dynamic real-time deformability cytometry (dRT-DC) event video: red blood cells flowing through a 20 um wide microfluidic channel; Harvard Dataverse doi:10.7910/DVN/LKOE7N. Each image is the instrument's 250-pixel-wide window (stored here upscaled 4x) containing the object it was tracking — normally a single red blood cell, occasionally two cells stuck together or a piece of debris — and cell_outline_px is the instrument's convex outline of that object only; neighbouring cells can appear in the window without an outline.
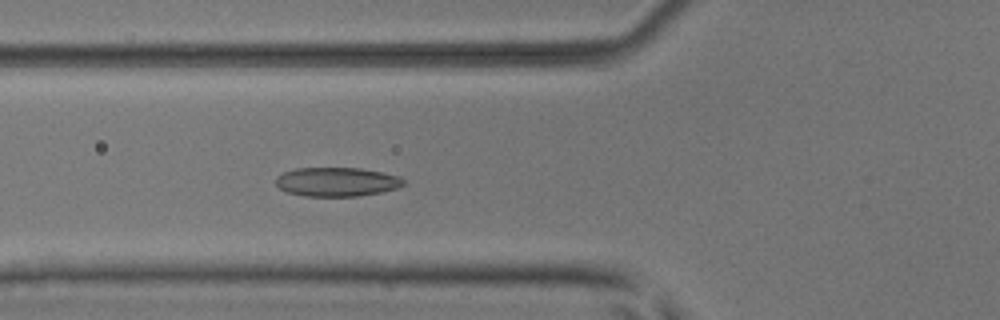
{"species": "common noctule bat (a hibernating species)", "species_latin": "Nyctalus noctula", "temperature_condition": "room temperature", "stored_images_in_passage": 52, "camera_frame_rate_fps": 3000, "um_per_image_px": 0.085, "animal": {"sex": "male", "body_mass_g": 17.9, "forearm_length_mm": 54.2}, "frame": {"image": 1, "passage_image": 19, "time_ms": 6.0, "image_size_px": [1000, 320], "cell_outline_px": [[404, 184], [400, 188], [380, 192], [356, 196], [304, 196], [288, 192], [280, 188], [276, 184], [276, 176], [284, 172], [296, 168], [360, 168], [400, 176], [404, 180]], "centroid_in_image_um": [28.64, 15.45], "position_along_channel_um": 97.2, "area_um2": 21.56}}
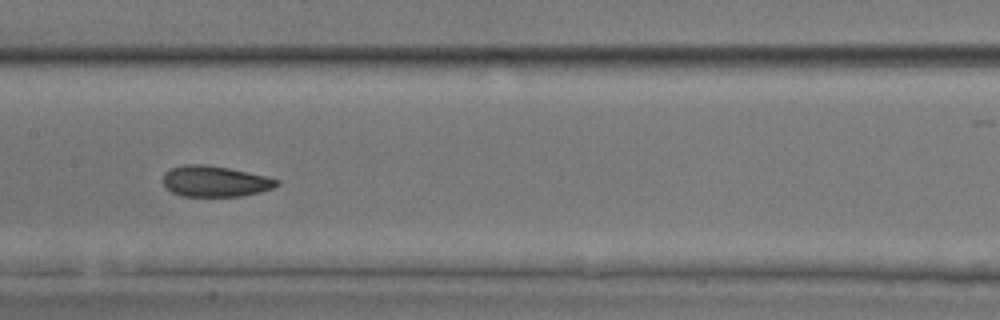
{"frame": {"image": 2, "passage_image": 26, "time_ms": 8.333, "image_size_px": [1000, 320], "cell_outline_px": [[280, 184], [272, 188], [260, 192], [244, 196], [180, 196], [172, 192], [164, 184], [164, 172], [172, 168], [184, 164], [208, 164], [248, 172], [280, 180]], "centroid_in_image_um": [18.29, 15.41], "position_along_channel_um": 189.1, "area_um2": 20.46}}
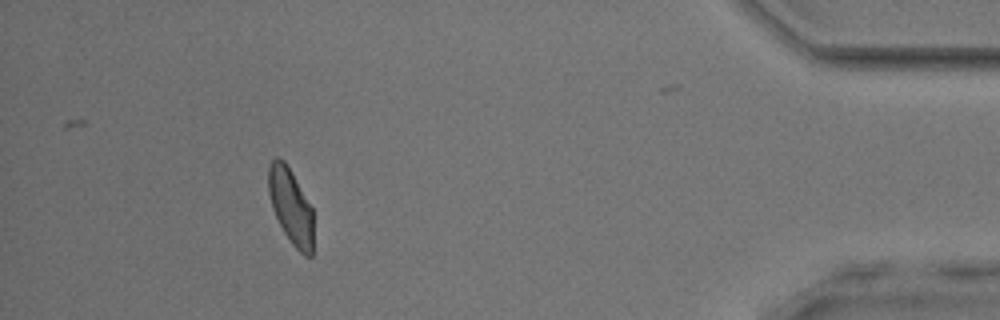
{"frame": {"image": 3, "passage_image": 47, "time_ms": 15.333, "image_size_px": [1000, 320], "cell_outline_px": [[312, 256], [304, 256], [292, 244], [284, 232], [272, 208], [268, 192], [268, 164], [276, 156], [280, 156], [284, 160], [312, 208]], "centroid_in_image_um": [24.69, 17.51], "position_along_channel_um": 410.5, "area_um2": 19.54}, "authors_computed_cell_mechanics": {"area_um2": 21.0392, "velocity_mm_per_s": 3.9404, "shape_relaxation_time_tau1_ms": 5.3568, "shape_relaxation_time_tau2_ms": 1.595, "deformation_change_tau1": 0.1364, "deformation_change_tau2": 0.0693}}